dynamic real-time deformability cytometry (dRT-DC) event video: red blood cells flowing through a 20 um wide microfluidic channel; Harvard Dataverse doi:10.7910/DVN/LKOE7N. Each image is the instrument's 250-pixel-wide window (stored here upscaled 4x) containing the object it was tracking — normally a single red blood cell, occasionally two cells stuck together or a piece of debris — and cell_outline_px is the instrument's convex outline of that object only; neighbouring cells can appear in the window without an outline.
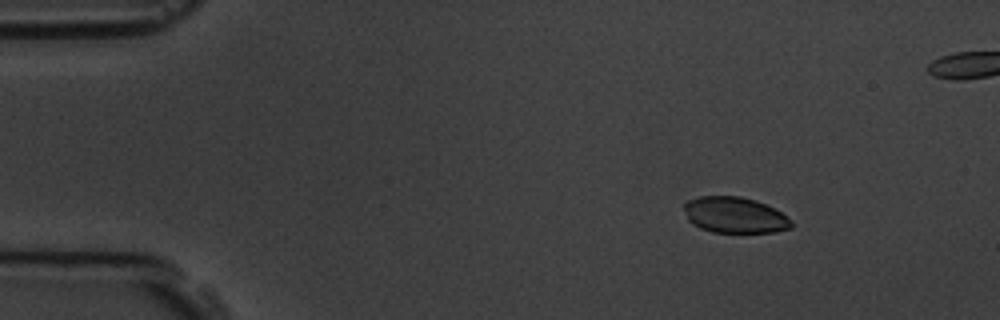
{"species": "common noctule bat (a hibernating species)", "species_latin": "Nyctalus noctula", "temperature_condition": "room temperature", "stored_images_in_passage": 5, "camera_frame_rate_fps": 3000, "um_per_image_px": 0.085, "animal": {"sex": "male", "body_mass_g": 19.5, "forearm_length_mm": 54.6}, "frame": {"image": 1, "passage_image": 2, "time_ms": 1.0, "image_size_px": [1000, 320], "cell_outline_px": [[792, 228], [772, 232], [712, 232], [700, 228], [692, 224], [688, 220], [684, 208], [684, 204], [688, 200], [700, 196], [740, 196], [756, 200], [780, 212], [792, 224]], "centroid_in_image_um": [62.4, 18.28], "position_along_channel_um": 22.6, "area_um2": 22.25}}